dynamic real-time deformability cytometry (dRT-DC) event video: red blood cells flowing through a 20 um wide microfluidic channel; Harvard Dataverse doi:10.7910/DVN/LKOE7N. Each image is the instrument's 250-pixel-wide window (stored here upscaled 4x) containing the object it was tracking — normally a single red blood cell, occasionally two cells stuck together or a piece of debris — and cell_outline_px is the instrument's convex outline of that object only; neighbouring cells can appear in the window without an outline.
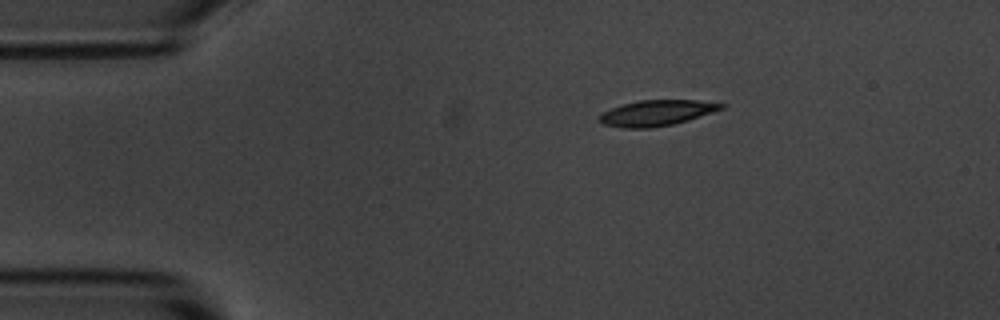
{"species": "common noctule bat (a hibernating species)", "species_latin": "Nyctalus noctula", "temperature_condition": "room temperature", "stored_images_in_passage": 2, "camera_frame_rate_fps": 3000, "um_per_image_px": 0.085, "animal": {"sex": "male", "body_mass_g": 20.1, "forearm_length_mm": 53.5}, "frame": {"image": 1, "passage_image": 1, "time_ms": 0.0, "image_size_px": [1000, 320], "cell_outline_px": [[728, 104], [724, 108], [688, 120], [672, 124], [648, 128], [624, 128], [604, 124], [600, 120], [600, 116], [604, 112], [612, 108], [624, 104], [640, 100], [696, 100]], "centroid_in_image_um": [55.86, 9.59], "position_along_channel_um": 29.1, "area_um2": 17.92}}